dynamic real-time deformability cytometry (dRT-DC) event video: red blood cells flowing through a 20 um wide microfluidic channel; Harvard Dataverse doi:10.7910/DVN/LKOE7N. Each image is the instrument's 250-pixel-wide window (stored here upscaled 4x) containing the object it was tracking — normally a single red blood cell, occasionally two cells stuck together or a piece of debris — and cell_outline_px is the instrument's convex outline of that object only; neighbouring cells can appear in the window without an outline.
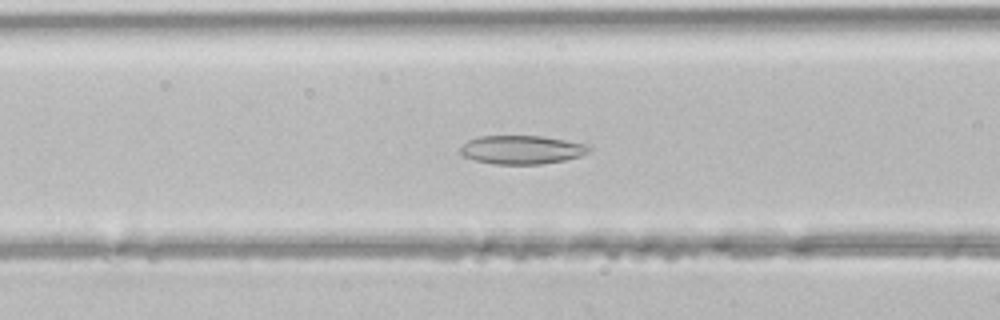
{"species": "common noctule bat (a hibernating species)", "species_latin": "Nyctalus noctula", "temperature_condition": "room temperature", "stored_images_in_passage": 47, "camera_frame_rate_fps": 3000, "um_per_image_px": 0.085, "animal": {"sex": "male", "body_mass_g": 21.5, "forearm_length_mm": 52.0}, "frame": {"image": 1, "passage_image": 18, "time_ms": 5.667, "image_size_px": [1000, 320], "cell_outline_px": [[592, 148], [588, 152], [580, 156], [564, 160], [540, 164], [492, 164], [476, 160], [464, 156], [460, 152], [460, 148], [468, 140], [480, 136], [540, 136], [564, 140], [584, 144]], "centroid_in_image_um": [44.33, 12.73], "position_along_channel_um": 122.3, "area_um2": 21.21}}
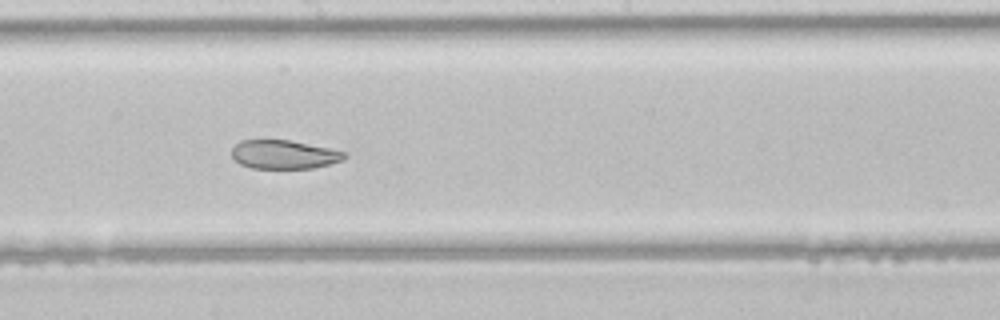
{"frame": {"image": 2, "passage_image": 25, "time_ms": 8.0, "image_size_px": [1000, 320], "cell_outline_px": [[348, 156], [344, 160], [312, 168], [252, 168], [240, 164], [232, 156], [232, 148], [240, 140], [288, 140], [328, 148], [344, 152]], "centroid_in_image_um": [24.13, 13.13], "position_along_channel_um": 224.1, "area_um2": 18.67}}
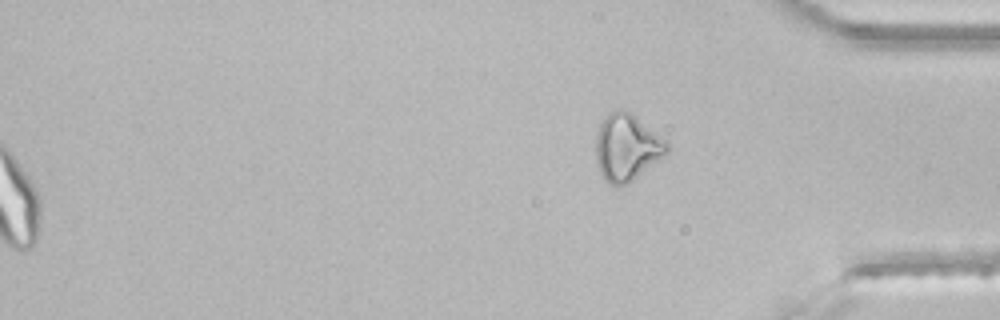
{"frame": {"image": 3, "passage_image": 47, "time_ms": 15.333, "image_size_px": [1000, 320], "cell_outline_px": [[668, 152], [664, 156], [632, 180], [616, 188], [608, 184], [604, 180], [596, 164], [596, 136], [600, 124], [604, 116], [608, 112], [616, 108], [620, 108], [632, 112], [668, 140]], "centroid_in_image_um": [53.27, 12.49], "position_along_channel_um": 381.9, "area_um2": 28.21}}